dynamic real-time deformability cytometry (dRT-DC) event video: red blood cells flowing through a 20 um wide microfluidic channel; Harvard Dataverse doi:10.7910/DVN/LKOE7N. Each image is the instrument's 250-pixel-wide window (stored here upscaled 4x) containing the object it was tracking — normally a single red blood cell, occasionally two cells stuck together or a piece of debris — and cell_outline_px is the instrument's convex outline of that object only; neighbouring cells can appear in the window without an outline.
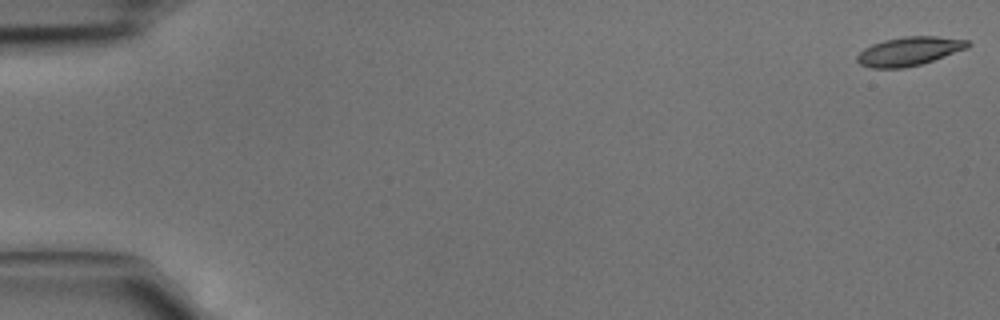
{"species": "common noctule bat (a hibernating species)", "species_latin": "Nyctalus noctula", "temperature_condition": "cold", "stored_images_in_passage": 4, "camera_frame_rate_fps": 3000, "um_per_image_px": 0.085, "animal": {"sex": "male", "body_mass_g": 15.6}, "frame": {"image": 1, "passage_image": 1, "time_ms": 0.0, "image_size_px": [1000, 320], "cell_outline_px": [[972, 44], [968, 48], [920, 64], [904, 68], [872, 68], [860, 64], [856, 60], [856, 56], [864, 48], [872, 44], [884, 40], [904, 36], [936, 36], [968, 40]], "centroid_in_image_um": [77.27, 4.35], "position_along_channel_um": 7.7, "area_um2": 18.5}}
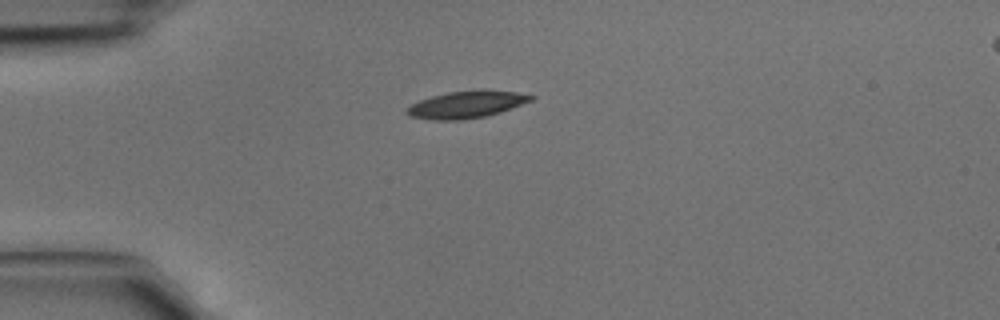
{"frame": {"image": 2, "passage_image": 4, "time_ms": 1.0, "image_size_px": [1000, 320], "cell_outline_px": [[536, 96], [532, 100], [500, 112], [484, 116], [460, 120], [432, 120], [412, 116], [404, 112], [404, 108], [420, 100], [432, 96], [448, 92], [480, 88], [484, 88], [516, 92]], "centroid_in_image_um": [39.65, 8.86], "position_along_channel_um": 45.4, "area_um2": 19.77}}